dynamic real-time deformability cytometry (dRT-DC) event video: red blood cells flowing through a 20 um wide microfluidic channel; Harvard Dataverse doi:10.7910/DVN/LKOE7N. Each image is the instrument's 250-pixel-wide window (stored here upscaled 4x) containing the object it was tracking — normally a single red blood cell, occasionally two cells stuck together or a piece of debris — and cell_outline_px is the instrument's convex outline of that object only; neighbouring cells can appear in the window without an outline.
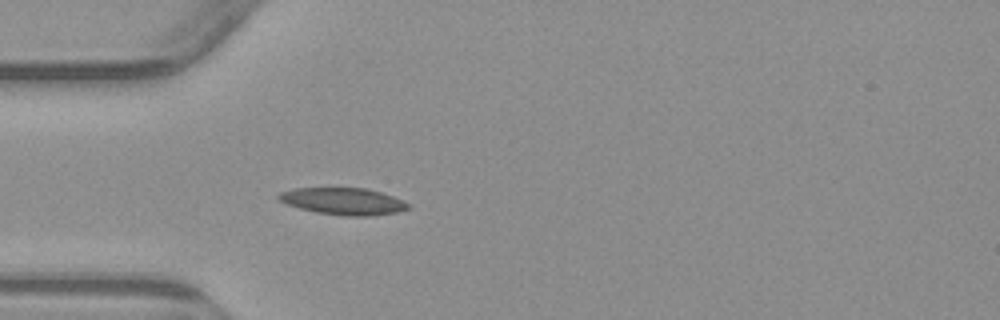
{"species": "common noctule bat (a hibernating species)", "species_latin": "Nyctalus noctula", "temperature_condition": "warm", "stored_images_in_passage": 3, "camera_frame_rate_fps": 3000, "um_per_image_px": 0.085, "animal": {"sex": "male", "body_mass_g": 23.1, "forearm_length_mm": 52.7}, "frame": {"image": 1, "passage_image": 3, "time_ms": 3.333, "image_size_px": [1000, 320], "cell_outline_px": [[408, 208], [396, 212], [368, 216], [344, 216], [316, 212], [300, 208], [288, 204], [280, 200], [276, 196], [280, 192], [296, 188], [368, 188], [392, 196], [408, 204]], "centroid_in_image_um": [29.14, 17.1], "position_along_channel_um": 55.9, "area_um2": 20.0}}